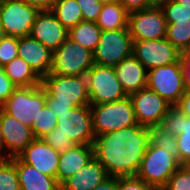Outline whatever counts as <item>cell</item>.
<instances>
[{"instance_id":"cell-39","label":"cell","mask_w":190,"mask_h":190,"mask_svg":"<svg viewBox=\"0 0 190 190\" xmlns=\"http://www.w3.org/2000/svg\"><path fill=\"white\" fill-rule=\"evenodd\" d=\"M17 86L5 74L3 67H0V106L10 97Z\"/></svg>"},{"instance_id":"cell-48","label":"cell","mask_w":190,"mask_h":190,"mask_svg":"<svg viewBox=\"0 0 190 190\" xmlns=\"http://www.w3.org/2000/svg\"><path fill=\"white\" fill-rule=\"evenodd\" d=\"M174 1L180 5L190 8V0H174Z\"/></svg>"},{"instance_id":"cell-35","label":"cell","mask_w":190,"mask_h":190,"mask_svg":"<svg viewBox=\"0 0 190 190\" xmlns=\"http://www.w3.org/2000/svg\"><path fill=\"white\" fill-rule=\"evenodd\" d=\"M166 23H174V20H189L190 8L178 4L174 0L161 7Z\"/></svg>"},{"instance_id":"cell-10","label":"cell","mask_w":190,"mask_h":190,"mask_svg":"<svg viewBox=\"0 0 190 190\" xmlns=\"http://www.w3.org/2000/svg\"><path fill=\"white\" fill-rule=\"evenodd\" d=\"M48 134H62L76 145H93L95 136L90 105L74 107L69 112L58 115L56 128Z\"/></svg>"},{"instance_id":"cell-9","label":"cell","mask_w":190,"mask_h":190,"mask_svg":"<svg viewBox=\"0 0 190 190\" xmlns=\"http://www.w3.org/2000/svg\"><path fill=\"white\" fill-rule=\"evenodd\" d=\"M147 88L156 92L171 106L177 105L186 91L180 60L149 70Z\"/></svg>"},{"instance_id":"cell-37","label":"cell","mask_w":190,"mask_h":190,"mask_svg":"<svg viewBox=\"0 0 190 190\" xmlns=\"http://www.w3.org/2000/svg\"><path fill=\"white\" fill-rule=\"evenodd\" d=\"M42 139L59 154L65 153L76 145L74 141L62 134H46Z\"/></svg>"},{"instance_id":"cell-32","label":"cell","mask_w":190,"mask_h":190,"mask_svg":"<svg viewBox=\"0 0 190 190\" xmlns=\"http://www.w3.org/2000/svg\"><path fill=\"white\" fill-rule=\"evenodd\" d=\"M182 111L176 105L168 108L167 114L161 120L159 127L171 135L177 136L181 132Z\"/></svg>"},{"instance_id":"cell-51","label":"cell","mask_w":190,"mask_h":190,"mask_svg":"<svg viewBox=\"0 0 190 190\" xmlns=\"http://www.w3.org/2000/svg\"><path fill=\"white\" fill-rule=\"evenodd\" d=\"M11 1H14V0H0V5H1V4H4V3L11 2Z\"/></svg>"},{"instance_id":"cell-34","label":"cell","mask_w":190,"mask_h":190,"mask_svg":"<svg viewBox=\"0 0 190 190\" xmlns=\"http://www.w3.org/2000/svg\"><path fill=\"white\" fill-rule=\"evenodd\" d=\"M162 190H190V171L181 165Z\"/></svg>"},{"instance_id":"cell-20","label":"cell","mask_w":190,"mask_h":190,"mask_svg":"<svg viewBox=\"0 0 190 190\" xmlns=\"http://www.w3.org/2000/svg\"><path fill=\"white\" fill-rule=\"evenodd\" d=\"M94 158L93 145H75L60 154L57 169V181L61 185L69 177L75 175Z\"/></svg>"},{"instance_id":"cell-5","label":"cell","mask_w":190,"mask_h":190,"mask_svg":"<svg viewBox=\"0 0 190 190\" xmlns=\"http://www.w3.org/2000/svg\"><path fill=\"white\" fill-rule=\"evenodd\" d=\"M93 65V52L68 37L57 50L53 51L49 74L86 75Z\"/></svg>"},{"instance_id":"cell-49","label":"cell","mask_w":190,"mask_h":190,"mask_svg":"<svg viewBox=\"0 0 190 190\" xmlns=\"http://www.w3.org/2000/svg\"><path fill=\"white\" fill-rule=\"evenodd\" d=\"M102 4H113L119 2V0H98Z\"/></svg>"},{"instance_id":"cell-17","label":"cell","mask_w":190,"mask_h":190,"mask_svg":"<svg viewBox=\"0 0 190 190\" xmlns=\"http://www.w3.org/2000/svg\"><path fill=\"white\" fill-rule=\"evenodd\" d=\"M69 31L50 11H40L32 26L30 36L52 52L57 50L68 38Z\"/></svg>"},{"instance_id":"cell-46","label":"cell","mask_w":190,"mask_h":190,"mask_svg":"<svg viewBox=\"0 0 190 190\" xmlns=\"http://www.w3.org/2000/svg\"><path fill=\"white\" fill-rule=\"evenodd\" d=\"M8 159L9 158L6 154L4 139L2 137L1 130H0V161H6Z\"/></svg>"},{"instance_id":"cell-29","label":"cell","mask_w":190,"mask_h":190,"mask_svg":"<svg viewBox=\"0 0 190 190\" xmlns=\"http://www.w3.org/2000/svg\"><path fill=\"white\" fill-rule=\"evenodd\" d=\"M150 142L164 149L167 153H170L178 160V146L176 142V136L169 134L159 126H153L149 128Z\"/></svg>"},{"instance_id":"cell-25","label":"cell","mask_w":190,"mask_h":190,"mask_svg":"<svg viewBox=\"0 0 190 190\" xmlns=\"http://www.w3.org/2000/svg\"><path fill=\"white\" fill-rule=\"evenodd\" d=\"M51 12L68 31L83 21L77 0H56Z\"/></svg>"},{"instance_id":"cell-2","label":"cell","mask_w":190,"mask_h":190,"mask_svg":"<svg viewBox=\"0 0 190 190\" xmlns=\"http://www.w3.org/2000/svg\"><path fill=\"white\" fill-rule=\"evenodd\" d=\"M94 136L137 125L129 96L113 102L90 105Z\"/></svg>"},{"instance_id":"cell-12","label":"cell","mask_w":190,"mask_h":190,"mask_svg":"<svg viewBox=\"0 0 190 190\" xmlns=\"http://www.w3.org/2000/svg\"><path fill=\"white\" fill-rule=\"evenodd\" d=\"M39 12L23 0L4 3L0 5V25L6 36H30Z\"/></svg>"},{"instance_id":"cell-45","label":"cell","mask_w":190,"mask_h":190,"mask_svg":"<svg viewBox=\"0 0 190 190\" xmlns=\"http://www.w3.org/2000/svg\"><path fill=\"white\" fill-rule=\"evenodd\" d=\"M93 190H117V177H109Z\"/></svg>"},{"instance_id":"cell-43","label":"cell","mask_w":190,"mask_h":190,"mask_svg":"<svg viewBox=\"0 0 190 190\" xmlns=\"http://www.w3.org/2000/svg\"><path fill=\"white\" fill-rule=\"evenodd\" d=\"M28 5L37 8L39 11H50L56 0H23Z\"/></svg>"},{"instance_id":"cell-38","label":"cell","mask_w":190,"mask_h":190,"mask_svg":"<svg viewBox=\"0 0 190 190\" xmlns=\"http://www.w3.org/2000/svg\"><path fill=\"white\" fill-rule=\"evenodd\" d=\"M117 190H157L148 185L142 179L133 177H119L117 178Z\"/></svg>"},{"instance_id":"cell-15","label":"cell","mask_w":190,"mask_h":190,"mask_svg":"<svg viewBox=\"0 0 190 190\" xmlns=\"http://www.w3.org/2000/svg\"><path fill=\"white\" fill-rule=\"evenodd\" d=\"M0 130L9 159L17 157L35 139L31 127L6 113L1 107Z\"/></svg>"},{"instance_id":"cell-33","label":"cell","mask_w":190,"mask_h":190,"mask_svg":"<svg viewBox=\"0 0 190 190\" xmlns=\"http://www.w3.org/2000/svg\"><path fill=\"white\" fill-rule=\"evenodd\" d=\"M18 43L19 37L5 35L0 43V67L18 57Z\"/></svg>"},{"instance_id":"cell-40","label":"cell","mask_w":190,"mask_h":190,"mask_svg":"<svg viewBox=\"0 0 190 190\" xmlns=\"http://www.w3.org/2000/svg\"><path fill=\"white\" fill-rule=\"evenodd\" d=\"M180 63L183 70L185 90H190V51L181 52Z\"/></svg>"},{"instance_id":"cell-3","label":"cell","mask_w":190,"mask_h":190,"mask_svg":"<svg viewBox=\"0 0 190 190\" xmlns=\"http://www.w3.org/2000/svg\"><path fill=\"white\" fill-rule=\"evenodd\" d=\"M180 166L181 164L174 156L150 142L136 177L157 190H162Z\"/></svg>"},{"instance_id":"cell-8","label":"cell","mask_w":190,"mask_h":190,"mask_svg":"<svg viewBox=\"0 0 190 190\" xmlns=\"http://www.w3.org/2000/svg\"><path fill=\"white\" fill-rule=\"evenodd\" d=\"M85 76L90 105L118 101L127 96L116 77L114 67L94 63Z\"/></svg>"},{"instance_id":"cell-36","label":"cell","mask_w":190,"mask_h":190,"mask_svg":"<svg viewBox=\"0 0 190 190\" xmlns=\"http://www.w3.org/2000/svg\"><path fill=\"white\" fill-rule=\"evenodd\" d=\"M83 21L96 22L103 4L98 0H77Z\"/></svg>"},{"instance_id":"cell-14","label":"cell","mask_w":190,"mask_h":190,"mask_svg":"<svg viewBox=\"0 0 190 190\" xmlns=\"http://www.w3.org/2000/svg\"><path fill=\"white\" fill-rule=\"evenodd\" d=\"M139 125L151 128L159 126L171 106L156 92L143 88L129 95Z\"/></svg>"},{"instance_id":"cell-13","label":"cell","mask_w":190,"mask_h":190,"mask_svg":"<svg viewBox=\"0 0 190 190\" xmlns=\"http://www.w3.org/2000/svg\"><path fill=\"white\" fill-rule=\"evenodd\" d=\"M132 55L149 71L174 64L180 60L179 52L166 38L133 41Z\"/></svg>"},{"instance_id":"cell-6","label":"cell","mask_w":190,"mask_h":190,"mask_svg":"<svg viewBox=\"0 0 190 190\" xmlns=\"http://www.w3.org/2000/svg\"><path fill=\"white\" fill-rule=\"evenodd\" d=\"M46 105V91L41 84L30 87H17L0 106L6 113L31 127L36 122L39 111Z\"/></svg>"},{"instance_id":"cell-26","label":"cell","mask_w":190,"mask_h":190,"mask_svg":"<svg viewBox=\"0 0 190 190\" xmlns=\"http://www.w3.org/2000/svg\"><path fill=\"white\" fill-rule=\"evenodd\" d=\"M101 32L96 22L81 21L69 30L68 37L93 52L99 43Z\"/></svg>"},{"instance_id":"cell-44","label":"cell","mask_w":190,"mask_h":190,"mask_svg":"<svg viewBox=\"0 0 190 190\" xmlns=\"http://www.w3.org/2000/svg\"><path fill=\"white\" fill-rule=\"evenodd\" d=\"M176 106H178L185 116L190 118V90L185 91Z\"/></svg>"},{"instance_id":"cell-4","label":"cell","mask_w":190,"mask_h":190,"mask_svg":"<svg viewBox=\"0 0 190 190\" xmlns=\"http://www.w3.org/2000/svg\"><path fill=\"white\" fill-rule=\"evenodd\" d=\"M41 86L55 103H69L73 108L90 105L85 75L62 76L47 74L41 78Z\"/></svg>"},{"instance_id":"cell-30","label":"cell","mask_w":190,"mask_h":190,"mask_svg":"<svg viewBox=\"0 0 190 190\" xmlns=\"http://www.w3.org/2000/svg\"><path fill=\"white\" fill-rule=\"evenodd\" d=\"M178 146V161L185 165L190 161V118L182 113L181 132L176 136Z\"/></svg>"},{"instance_id":"cell-27","label":"cell","mask_w":190,"mask_h":190,"mask_svg":"<svg viewBox=\"0 0 190 190\" xmlns=\"http://www.w3.org/2000/svg\"><path fill=\"white\" fill-rule=\"evenodd\" d=\"M179 52L190 51V19L167 23L165 37Z\"/></svg>"},{"instance_id":"cell-52","label":"cell","mask_w":190,"mask_h":190,"mask_svg":"<svg viewBox=\"0 0 190 190\" xmlns=\"http://www.w3.org/2000/svg\"><path fill=\"white\" fill-rule=\"evenodd\" d=\"M190 171V161L184 165Z\"/></svg>"},{"instance_id":"cell-16","label":"cell","mask_w":190,"mask_h":190,"mask_svg":"<svg viewBox=\"0 0 190 190\" xmlns=\"http://www.w3.org/2000/svg\"><path fill=\"white\" fill-rule=\"evenodd\" d=\"M17 157L37 171L57 178L60 154L42 138H35Z\"/></svg>"},{"instance_id":"cell-1","label":"cell","mask_w":190,"mask_h":190,"mask_svg":"<svg viewBox=\"0 0 190 190\" xmlns=\"http://www.w3.org/2000/svg\"><path fill=\"white\" fill-rule=\"evenodd\" d=\"M149 144V128L137 124L96 136L94 157L109 177H133Z\"/></svg>"},{"instance_id":"cell-50","label":"cell","mask_w":190,"mask_h":190,"mask_svg":"<svg viewBox=\"0 0 190 190\" xmlns=\"http://www.w3.org/2000/svg\"><path fill=\"white\" fill-rule=\"evenodd\" d=\"M5 37V33H4V31H3V28H2V26L0 25V43H1V41H2V39Z\"/></svg>"},{"instance_id":"cell-19","label":"cell","mask_w":190,"mask_h":190,"mask_svg":"<svg viewBox=\"0 0 190 190\" xmlns=\"http://www.w3.org/2000/svg\"><path fill=\"white\" fill-rule=\"evenodd\" d=\"M114 70L127 96L147 87L148 70L133 55L114 66Z\"/></svg>"},{"instance_id":"cell-7","label":"cell","mask_w":190,"mask_h":190,"mask_svg":"<svg viewBox=\"0 0 190 190\" xmlns=\"http://www.w3.org/2000/svg\"><path fill=\"white\" fill-rule=\"evenodd\" d=\"M133 41L128 28L102 31L93 51L95 64L114 67L132 55Z\"/></svg>"},{"instance_id":"cell-21","label":"cell","mask_w":190,"mask_h":190,"mask_svg":"<svg viewBox=\"0 0 190 190\" xmlns=\"http://www.w3.org/2000/svg\"><path fill=\"white\" fill-rule=\"evenodd\" d=\"M109 175L94 157L84 168L61 184V190H93L103 183Z\"/></svg>"},{"instance_id":"cell-11","label":"cell","mask_w":190,"mask_h":190,"mask_svg":"<svg viewBox=\"0 0 190 190\" xmlns=\"http://www.w3.org/2000/svg\"><path fill=\"white\" fill-rule=\"evenodd\" d=\"M128 30L132 41L166 37L167 23L161 7H149L129 13Z\"/></svg>"},{"instance_id":"cell-18","label":"cell","mask_w":190,"mask_h":190,"mask_svg":"<svg viewBox=\"0 0 190 190\" xmlns=\"http://www.w3.org/2000/svg\"><path fill=\"white\" fill-rule=\"evenodd\" d=\"M17 52L40 78L49 74L53 52L41 42L31 36L19 37Z\"/></svg>"},{"instance_id":"cell-47","label":"cell","mask_w":190,"mask_h":190,"mask_svg":"<svg viewBox=\"0 0 190 190\" xmlns=\"http://www.w3.org/2000/svg\"><path fill=\"white\" fill-rule=\"evenodd\" d=\"M151 7H162L165 4L172 2L173 0H150Z\"/></svg>"},{"instance_id":"cell-31","label":"cell","mask_w":190,"mask_h":190,"mask_svg":"<svg viewBox=\"0 0 190 190\" xmlns=\"http://www.w3.org/2000/svg\"><path fill=\"white\" fill-rule=\"evenodd\" d=\"M0 190H20L16 165L11 159L0 161Z\"/></svg>"},{"instance_id":"cell-22","label":"cell","mask_w":190,"mask_h":190,"mask_svg":"<svg viewBox=\"0 0 190 190\" xmlns=\"http://www.w3.org/2000/svg\"><path fill=\"white\" fill-rule=\"evenodd\" d=\"M11 160L16 165L20 190H61L57 178L37 171L18 157H13Z\"/></svg>"},{"instance_id":"cell-41","label":"cell","mask_w":190,"mask_h":190,"mask_svg":"<svg viewBox=\"0 0 190 190\" xmlns=\"http://www.w3.org/2000/svg\"><path fill=\"white\" fill-rule=\"evenodd\" d=\"M119 2L129 13L151 7L150 0H119Z\"/></svg>"},{"instance_id":"cell-23","label":"cell","mask_w":190,"mask_h":190,"mask_svg":"<svg viewBox=\"0 0 190 190\" xmlns=\"http://www.w3.org/2000/svg\"><path fill=\"white\" fill-rule=\"evenodd\" d=\"M3 69L5 74L17 87L38 86L41 84V78L23 58H14L3 66Z\"/></svg>"},{"instance_id":"cell-42","label":"cell","mask_w":190,"mask_h":190,"mask_svg":"<svg viewBox=\"0 0 190 190\" xmlns=\"http://www.w3.org/2000/svg\"><path fill=\"white\" fill-rule=\"evenodd\" d=\"M46 105L58 115L69 112L73 107L69 103H55V99L46 94Z\"/></svg>"},{"instance_id":"cell-24","label":"cell","mask_w":190,"mask_h":190,"mask_svg":"<svg viewBox=\"0 0 190 190\" xmlns=\"http://www.w3.org/2000/svg\"><path fill=\"white\" fill-rule=\"evenodd\" d=\"M129 12L120 3L103 4L96 24L102 31L128 28Z\"/></svg>"},{"instance_id":"cell-28","label":"cell","mask_w":190,"mask_h":190,"mask_svg":"<svg viewBox=\"0 0 190 190\" xmlns=\"http://www.w3.org/2000/svg\"><path fill=\"white\" fill-rule=\"evenodd\" d=\"M57 116L45 105L37 115L36 122L32 123L31 130L35 138H42L57 125Z\"/></svg>"}]
</instances>
